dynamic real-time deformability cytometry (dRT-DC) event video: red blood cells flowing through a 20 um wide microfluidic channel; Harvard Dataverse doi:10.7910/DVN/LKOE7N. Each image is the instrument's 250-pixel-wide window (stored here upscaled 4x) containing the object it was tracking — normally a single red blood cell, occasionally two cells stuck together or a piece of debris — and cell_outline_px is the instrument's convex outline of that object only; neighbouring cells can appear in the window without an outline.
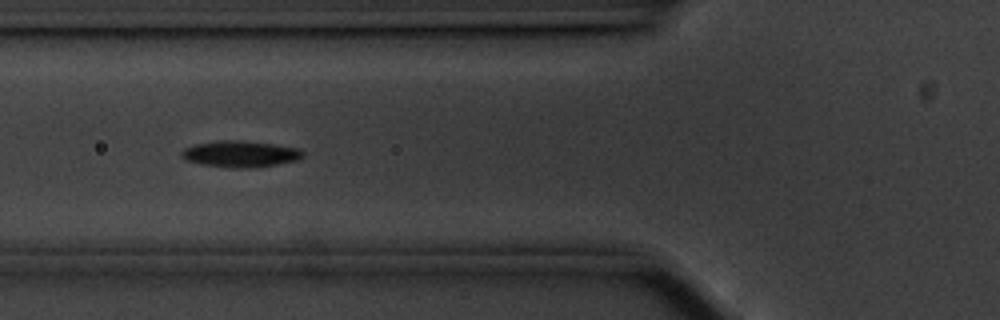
{"species": "common noctule bat (a hibernating species)", "species_latin": "Nyctalus noctula", "temperature_condition": "cold", "stored_images_in_passage": 43, "camera_frame_rate_fps": 3000, "um_per_image_px": 0.085, "animal": {"sex": "male", "body_mass_g": 20.1, "forearm_length_mm": 53.5}, "frame": {"image": 1, "passage_image": 7, "time_ms": 2.0, "image_size_px": [1000, 320], "cell_outline_px": [[304, 156], [296, 160], [276, 164], [248, 168], [232, 168], [200, 164], [188, 160], [180, 156], [180, 152], [184, 148], [196, 144], [216, 140], [244, 140], [276, 144], [300, 148], [304, 152]], "centroid_in_image_um": [20.43, 13.07], "position_along_channel_um": 105.4, "area_um2": 18.79}}
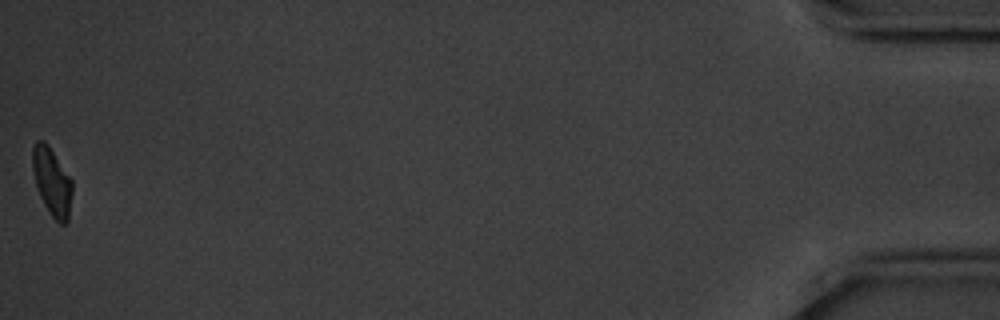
{"frame": {"image": 2, "passage_image": 43, "time_ms": 14.0, "image_size_px": [1000, 320], "cell_outline_px": [[72, 192], [68, 220], [64, 224], [60, 224], [48, 212], [36, 188], [32, 168], [32, 148], [36, 140], [44, 140], [48, 144], [72, 180]], "centroid_in_image_um": [4.4, 15.43], "position_along_channel_um": 430.8, "area_um2": 15.78}, "authors_computed_cell_mechanics": {"area_um2": 17.1088, "velocity_mm_per_s": 3.5161, "shape_relaxation_time_tau1_ms": 1.8262, "shape_relaxation_time_tau2_ms": null, "deformation_change_tau1": 0.1073, "deformation_change_tau2": null}}